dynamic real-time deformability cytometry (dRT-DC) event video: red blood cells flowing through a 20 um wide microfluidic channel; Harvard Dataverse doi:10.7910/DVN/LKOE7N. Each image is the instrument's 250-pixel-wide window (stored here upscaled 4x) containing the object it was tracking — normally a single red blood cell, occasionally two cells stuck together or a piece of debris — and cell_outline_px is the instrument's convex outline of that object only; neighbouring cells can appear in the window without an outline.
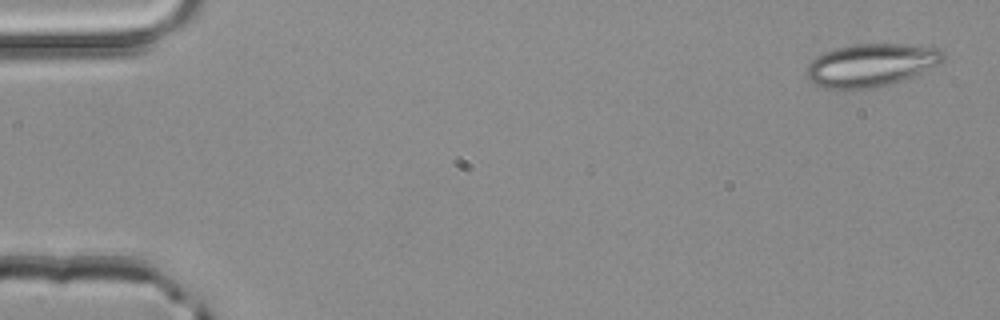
{"species": "common noctule bat (a hibernating species)", "species_latin": "Nyctalus noctula", "temperature_condition": "room temperature", "stored_images_in_passage": 4, "camera_frame_rate_fps": 3000, "um_per_image_px": 0.085, "animal": {"sex": "male", "body_mass_g": 20.4}, "frame": {"image": 1, "passage_image": 1, "time_ms": 0.0, "image_size_px": [1000, 320], "cell_outline_px": [[944, 64], [912, 76], [888, 84], [872, 88], [848, 92], [824, 88], [816, 84], [808, 76], [808, 64], [816, 56], [824, 52], [836, 48], [852, 44], [920, 44], [940, 48], [944, 52]], "centroid_in_image_um": [74.1, 5.54], "position_along_channel_um": 10.9, "area_um2": 34.85}}